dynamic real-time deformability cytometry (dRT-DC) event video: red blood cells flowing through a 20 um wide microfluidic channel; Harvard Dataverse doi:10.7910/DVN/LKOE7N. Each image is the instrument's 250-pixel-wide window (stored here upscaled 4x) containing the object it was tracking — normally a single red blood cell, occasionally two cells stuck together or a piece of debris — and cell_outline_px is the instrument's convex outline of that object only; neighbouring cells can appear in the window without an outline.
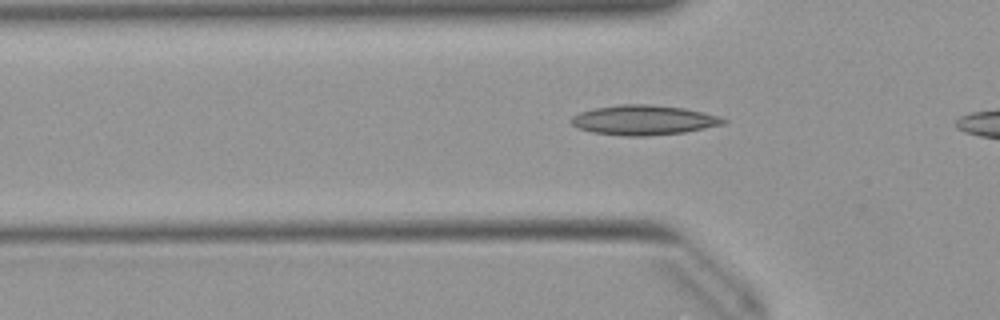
{"species": "Egyptian fruit bat (a non-hibernating species)", "species_latin": "Rousettus aegyptiacus", "temperature_condition": "warm", "stored_images_in_passage": 8, "camera_frame_rate_fps": 3000, "um_per_image_px": 0.085, "animal": {"sex": "female"}, "frame": {"image": 1, "passage_image": 5, "time_ms": 1.333, "image_size_px": [1000, 320], "cell_outline_px": [[728, 120], [724, 124], [684, 132], [644, 136], [624, 136], [592, 132], [576, 128], [568, 120], [572, 116], [580, 112], [592, 108], [620, 104], [648, 104], [684, 108], [720, 116]], "centroid_in_image_um": [54.66, 10.2], "position_along_channel_um": 71.1, "area_um2": 26.53}}